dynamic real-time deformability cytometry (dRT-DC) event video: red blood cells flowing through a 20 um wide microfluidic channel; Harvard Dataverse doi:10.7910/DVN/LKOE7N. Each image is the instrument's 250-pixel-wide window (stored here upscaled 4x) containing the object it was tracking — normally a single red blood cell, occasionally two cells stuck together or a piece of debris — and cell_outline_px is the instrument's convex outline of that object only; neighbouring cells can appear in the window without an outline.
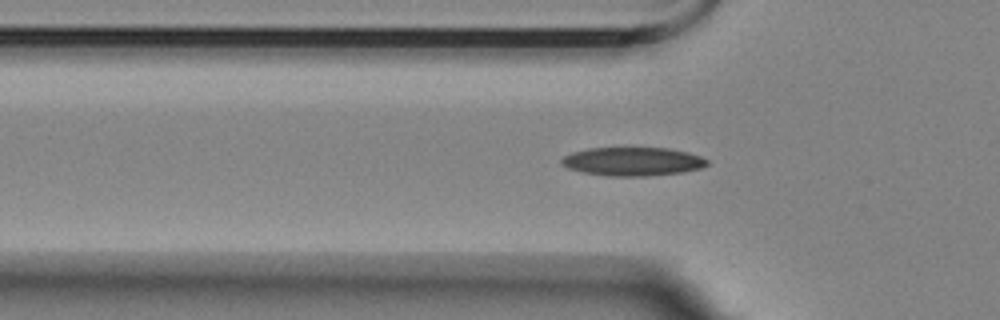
{"species": "Egyptian fruit bat (a non-hibernating species)", "species_latin": "Rousettus aegyptiacus", "temperature_condition": "room temperature", "stored_images_in_passage": 46, "camera_frame_rate_fps": 3000, "um_per_image_px": 0.085, "animal": {"sex": "female"}, "frame": {"image": 1, "passage_image": 10, "time_ms": 3.0, "image_size_px": [1000, 320], "cell_outline_px": [[708, 164], [700, 168], [680, 172], [644, 176], [608, 176], [584, 172], [568, 168], [560, 164], [560, 160], [564, 156], [572, 152], [588, 148], [668, 148], [688, 152], [700, 156], [708, 160]], "centroid_in_image_um": [53.75, 13.72], "position_along_channel_um": 72.1, "area_um2": 24.1}}
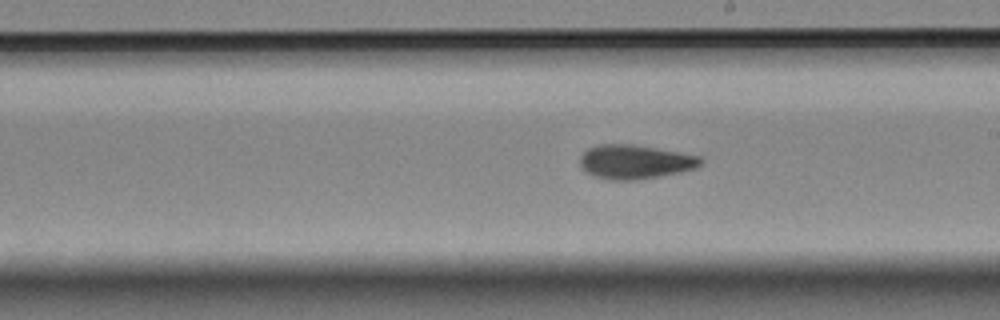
{"frame": {"image": 2, "passage_image": 24, "time_ms": 7.667, "image_size_px": [1000, 320], "cell_outline_px": [[704, 160], [696, 168], [680, 172], [660, 176], [636, 180], [608, 180], [584, 172], [580, 164], [580, 156], [588, 148], [600, 144], [632, 144], [680, 152], [700, 156]], "centroid_in_image_um": [53.97, 13.76], "position_along_channel_um": 235.0, "area_um2": 24.04}}
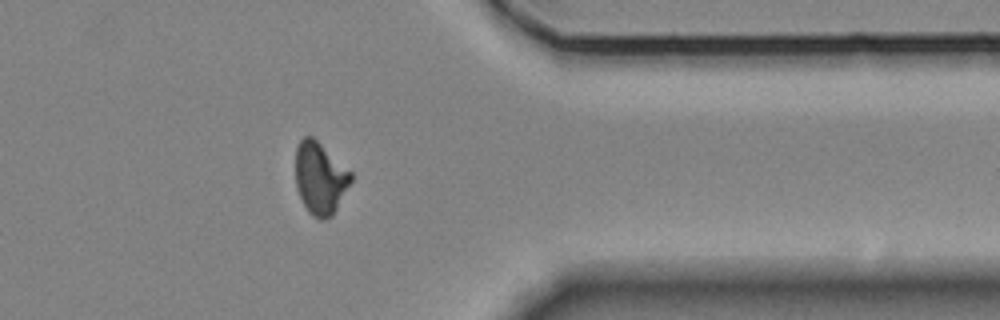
{"frame": {"image": 3, "passage_image": 38, "time_ms": 12.333, "image_size_px": [1000, 320], "cell_outline_px": [[352, 180], [332, 216], [324, 220], [320, 220], [312, 216], [308, 212], [296, 188], [296, 148], [300, 140], [304, 136], [312, 136], [352, 172]], "centroid_in_image_um": [27.2, 15.16], "position_along_channel_um": 384.2, "area_um2": 23.18}}